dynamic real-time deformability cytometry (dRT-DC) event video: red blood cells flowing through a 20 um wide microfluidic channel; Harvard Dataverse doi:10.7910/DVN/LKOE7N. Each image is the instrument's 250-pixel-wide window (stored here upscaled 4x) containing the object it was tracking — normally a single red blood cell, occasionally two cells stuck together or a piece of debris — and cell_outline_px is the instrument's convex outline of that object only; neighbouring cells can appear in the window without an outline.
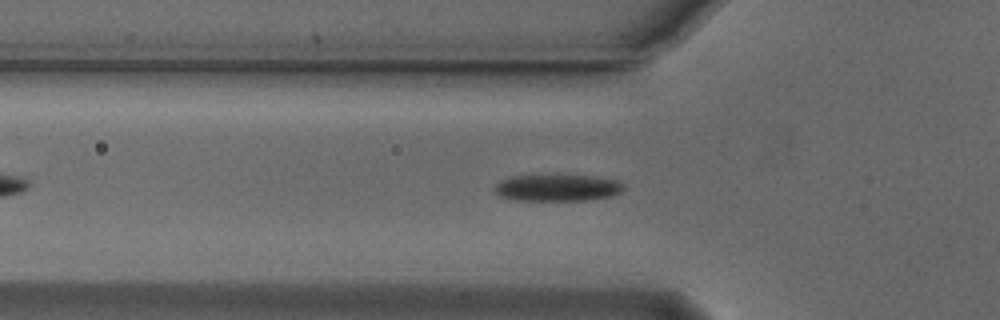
{"species": "Egyptian fruit bat (a non-hibernating species)", "species_latin": "Rousettus aegyptiacus", "temperature_condition": "cold", "stored_images_in_passage": 39, "camera_frame_rate_fps": 3000, "um_per_image_px": 0.085, "animal": {"sex": "male"}, "frame": {"image": 1, "passage_image": 11, "time_ms": 3.333, "image_size_px": [1000, 320], "cell_outline_px": [[624, 188], [620, 192], [612, 196], [588, 200], [516, 200], [500, 196], [496, 192], [496, 184], [500, 180], [508, 176], [592, 176], [620, 180], [624, 184]], "centroid_in_image_um": [47.42, 15.96], "position_along_channel_um": 78.4, "area_um2": 19.94}}
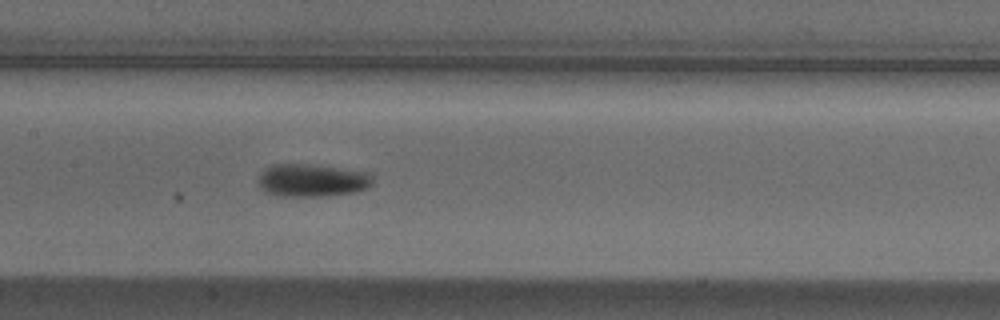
{"frame": {"image": 2, "passage_image": 19, "time_ms": 6.0, "image_size_px": [1000, 320], "cell_outline_px": [[372, 184], [368, 188], [352, 192], [328, 196], [280, 196], [264, 192], [260, 188], [260, 176], [264, 168], [272, 164], [308, 164], [368, 172], [372, 176]], "centroid_in_image_um": [26.51, 15.33], "position_along_channel_um": 180.9, "area_um2": 21.79}}
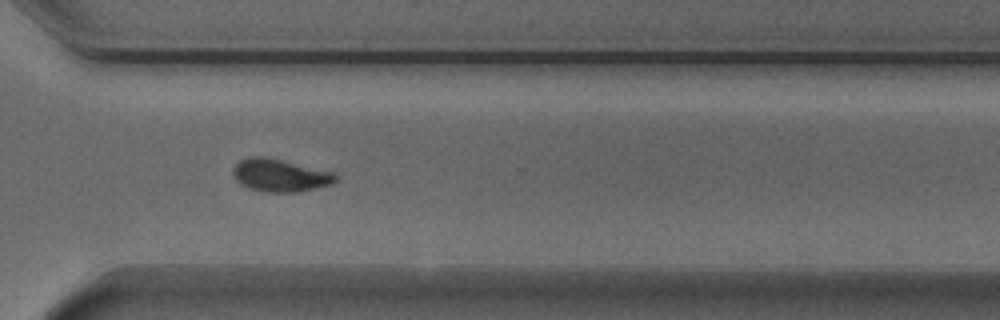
{"frame": {"image": 3, "passage_image": 32, "time_ms": 10.333, "image_size_px": [1000, 320], "cell_outline_px": [[340, 176], [332, 184], [296, 192], [264, 192], [248, 188], [240, 184], [232, 176], [232, 168], [240, 160], [252, 156], [264, 156], [332, 172]], "centroid_in_image_um": [23.76, 14.91], "position_along_channel_um": 346.8, "area_um2": 19.48}, "authors_computed_cell_mechanics": {"area_um2": 19.9988, "velocity_mm_per_s": 3.8346, "shape_relaxation_time_tau1_ms": 2.7322, "shape_relaxation_time_tau2_ms": 4.0232, "deformation_change_tau1": 0.1303, "deformation_change_tau2": 0.0902}}